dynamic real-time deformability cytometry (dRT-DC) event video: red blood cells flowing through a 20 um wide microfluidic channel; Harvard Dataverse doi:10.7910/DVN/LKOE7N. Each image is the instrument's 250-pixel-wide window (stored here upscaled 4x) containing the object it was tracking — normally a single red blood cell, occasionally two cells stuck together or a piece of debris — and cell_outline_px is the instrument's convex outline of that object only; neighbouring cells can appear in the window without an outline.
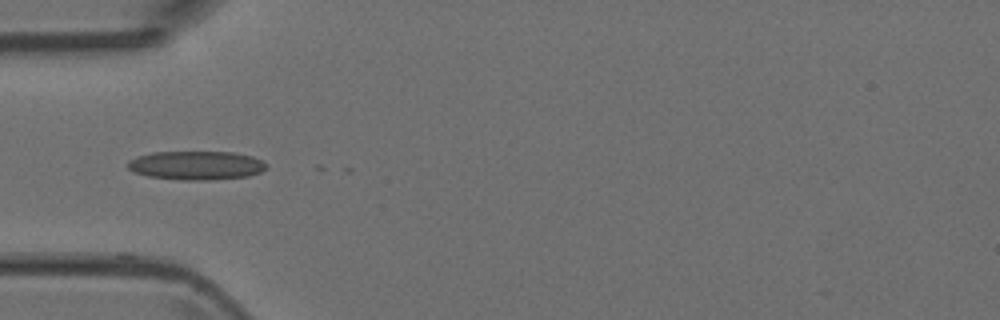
{"species": "Egyptian fruit bat (a non-hibernating species)", "species_latin": "Rousettus aegyptiacus", "temperature_condition": "room temperature", "stored_images_in_passage": 7, "camera_frame_rate_fps": 3000, "um_per_image_px": 0.085, "animal": {"sex": "female"}, "frame": {"image": 1, "passage_image": 1, "time_ms": 0.0, "image_size_px": [1000, 320], "cell_outline_px": [[268, 164], [260, 172], [248, 176], [212, 180], [184, 180], [148, 176], [132, 172], [124, 164], [128, 160], [136, 156], [152, 152], [232, 152], [252, 156]], "centroid_in_image_um": [16.61, 14.05], "position_along_channel_um": 68.4, "area_um2": 23.41}}
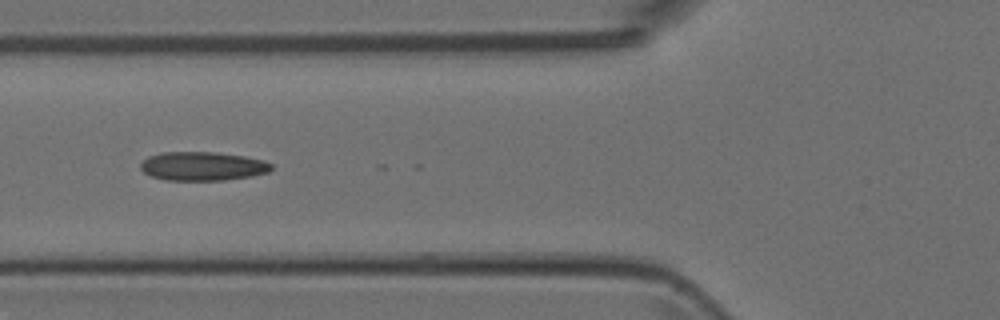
{"frame": {"image": 2, "passage_image": 4, "time_ms": 1.0, "image_size_px": [1000, 320], "cell_outline_px": [[272, 168], [268, 172], [252, 176], [224, 180], [164, 180], [152, 176], [144, 172], [140, 168], [140, 164], [148, 156], [160, 152], [216, 152], [244, 156], [264, 160], [272, 164]], "centroid_in_image_um": [17.22, 14.12], "position_along_channel_um": 108.6, "area_um2": 22.02}}